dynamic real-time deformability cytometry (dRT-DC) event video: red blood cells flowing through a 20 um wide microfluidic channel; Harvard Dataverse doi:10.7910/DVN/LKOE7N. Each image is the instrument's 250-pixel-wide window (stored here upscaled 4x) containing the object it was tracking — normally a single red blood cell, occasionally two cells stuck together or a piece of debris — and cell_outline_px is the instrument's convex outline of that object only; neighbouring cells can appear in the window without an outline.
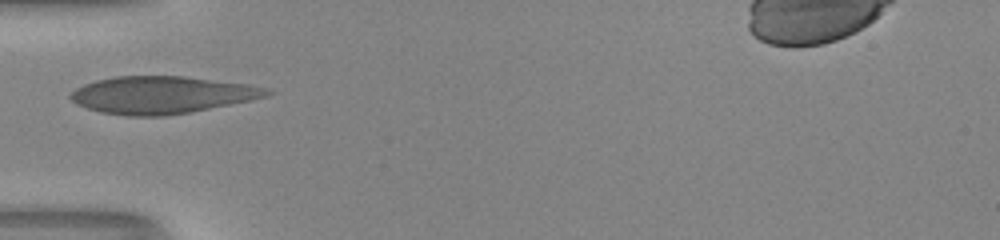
{"species": "human", "species_latin": "Homo sapiens", "temperature_condition": "room temperature", "stored_images_in_passage": 27, "camera_frame_rate_fps": 3000, "um_per_image_px": 0.085, "donor": {"sex": "male"}, "frame": {"image": 1, "passage_image": 1, "time_ms": 0.0, "image_size_px": [1000, 240], "cell_outline_px": [[276, 92], [268, 96], [252, 100], [188, 112], [164, 116], [128, 116], [100, 112], [76, 104], [68, 96], [76, 88], [84, 84], [96, 80], [116, 76], [184, 76], [248, 84], [268, 88]], "centroid_in_image_um": [13.77, 8.06], "position_along_channel_um": 71.2, "area_um2": 42.66}}
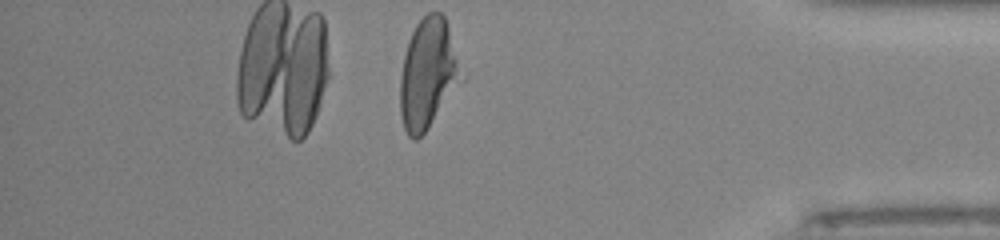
{"frame": {"image": 2, "passage_image": 27, "time_ms": 8.667, "image_size_px": [1000, 240], "cell_outline_px": [[456, 76], [428, 128], [416, 140], [412, 140], [408, 136], [404, 128], [400, 112], [400, 76], [404, 56], [408, 40], [416, 24], [428, 12], [440, 12], [444, 16], [448, 28], [456, 60]], "centroid_in_image_um": [36.21, 6.23], "position_along_channel_um": 399.0, "area_um2": 36.24}, "authors_computed_cell_mechanics": {"area_um2": 40.2866, "velocity_mm_per_s": 4.1582, "shape_relaxation_time_tau1_ms": 6.8406, "shape_relaxation_time_tau2_ms": null, "deformation_change_tau1": 0.2249, "deformation_change_tau2": null}}